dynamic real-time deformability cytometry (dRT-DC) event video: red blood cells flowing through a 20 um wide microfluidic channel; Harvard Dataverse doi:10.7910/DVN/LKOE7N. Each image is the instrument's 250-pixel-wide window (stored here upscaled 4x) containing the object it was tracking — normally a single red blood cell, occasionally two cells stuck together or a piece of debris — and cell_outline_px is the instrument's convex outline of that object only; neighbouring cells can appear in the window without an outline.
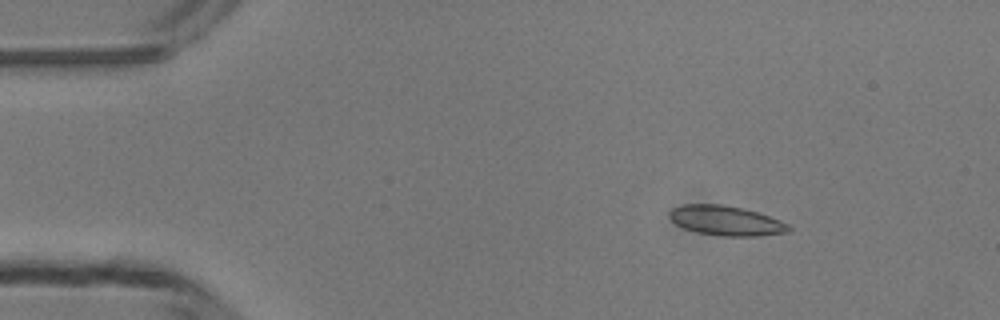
{"species": "common noctule bat (a hibernating species)", "species_latin": "Nyctalus noctula", "temperature_condition": "room temperature", "stored_images_in_passage": 5, "camera_frame_rate_fps": 3000, "um_per_image_px": 0.085, "animal": {"sex": "male", "body_mass_g": 13.3}, "frame": {"image": 1, "passage_image": 2, "time_ms": 1.0, "image_size_px": [1000, 320], "cell_outline_px": [[792, 228], [788, 232], [760, 236], [724, 236], [696, 232], [684, 228], [676, 224], [668, 216], [668, 212], [672, 208], [684, 204], [720, 204], [744, 208], [780, 220], [788, 224]], "centroid_in_image_um": [61.7, 18.75], "position_along_channel_um": 23.3, "area_um2": 20.69}}
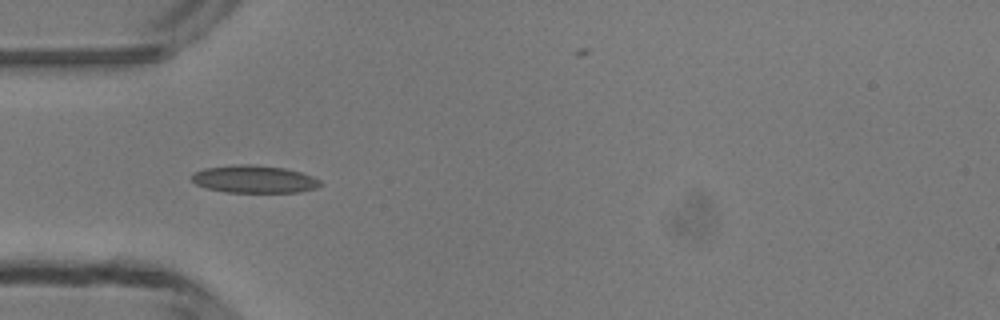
{"frame": {"image": 2, "passage_image": 4, "time_ms": 3.667, "image_size_px": [1000, 320], "cell_outline_px": [[324, 184], [316, 188], [300, 192], [224, 192], [204, 188], [196, 184], [192, 180], [192, 176], [196, 172], [204, 168], [236, 164], [252, 164], [284, 168], [300, 172], [312, 176], [320, 180]], "centroid_in_image_um": [21.62, 15.23], "position_along_channel_um": 63.4, "area_um2": 20.75}}